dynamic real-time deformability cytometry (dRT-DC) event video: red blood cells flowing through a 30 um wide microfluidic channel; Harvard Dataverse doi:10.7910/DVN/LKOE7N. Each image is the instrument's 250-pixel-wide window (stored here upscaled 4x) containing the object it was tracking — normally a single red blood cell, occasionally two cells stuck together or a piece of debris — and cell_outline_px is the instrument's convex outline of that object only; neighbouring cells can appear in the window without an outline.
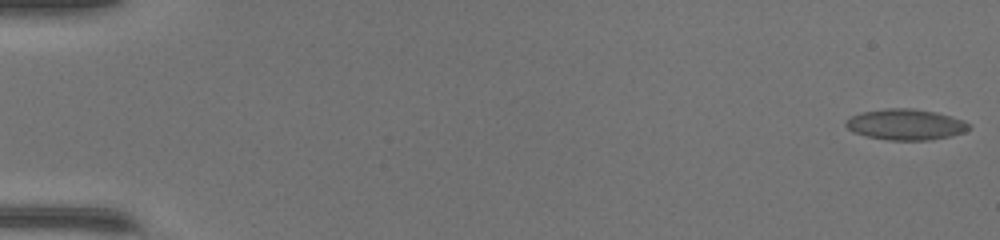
{"species": "common noctule bat (a hibernating species)", "species_latin": "Nyctalus noctula", "temperature_condition": "warm", "stored_images_in_passage": 51, "camera_frame_rate_fps": 3000, "um_per_image_px": 0.085, "animal": {"sex": "female", "body_mass_g": 17.0, "forearm_length_mm": 48.0}, "frame": {"image": 1, "passage_image": 1, "time_ms": 0.0, "image_size_px": [1000, 240], "cell_outline_px": [[972, 128], [964, 132], [952, 136], [932, 140], [888, 140], [868, 136], [852, 132], [844, 124], [844, 120], [852, 116], [864, 112], [888, 108], [912, 108], [936, 112], [952, 116], [964, 120], [972, 124]], "centroid_in_image_um": [77.04, 10.58], "position_along_channel_um": 8.0, "area_um2": 22.37}}
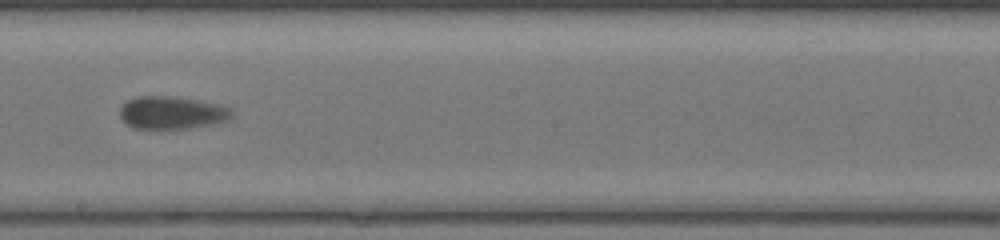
{"frame": {"image": 2, "passage_image": 30, "time_ms": 9.667, "image_size_px": [1000, 240], "cell_outline_px": [[232, 116], [228, 120], [216, 124], [188, 128], [136, 128], [128, 124], [120, 116], [120, 108], [128, 100], [136, 96], [172, 96], [220, 104], [228, 108], [232, 112]], "centroid_in_image_um": [14.63, 9.57], "position_along_channel_um": 233.6, "area_um2": 21.15}}
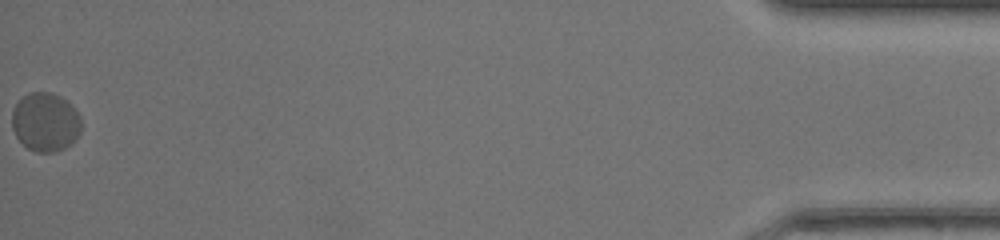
{"frame": {"image": 3, "passage_image": 51, "time_ms": 16.667, "image_size_px": [1000, 240], "cell_outline_px": [[80, 132], [64, 148], [52, 152], [36, 152], [28, 148], [16, 136], [12, 128], [12, 112], [16, 104], [28, 92], [48, 92], [60, 96], [80, 116]], "centroid_in_image_um": [3.82, 10.37], "position_along_channel_um": 431.4, "area_um2": 23.18}, "authors_computed_cell_mechanics": {"area_um2": 21.386, "velocity_mm_per_s": 4.1981, "shape_relaxation_time_tau1_ms": 3.6418, "shape_relaxation_time_tau2_ms": null, "deformation_change_tau1": 0.089, "deformation_change_tau2": null}}